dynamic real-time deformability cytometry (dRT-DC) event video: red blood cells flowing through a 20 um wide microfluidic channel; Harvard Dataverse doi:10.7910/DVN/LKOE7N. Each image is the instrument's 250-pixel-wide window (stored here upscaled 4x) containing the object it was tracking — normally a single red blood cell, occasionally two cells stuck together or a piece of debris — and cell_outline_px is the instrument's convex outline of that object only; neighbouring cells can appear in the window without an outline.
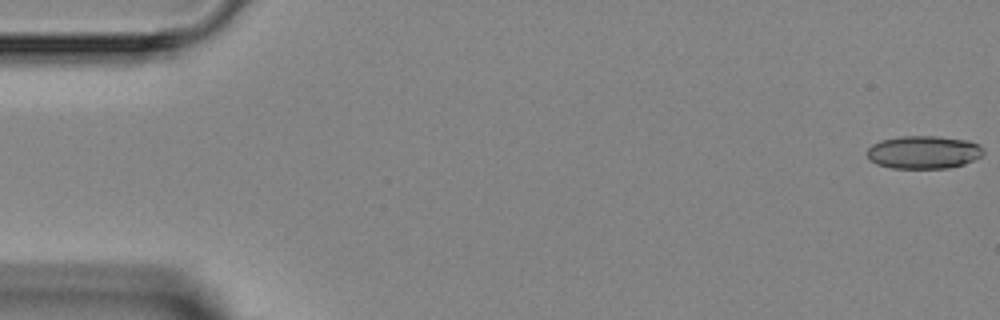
{"species": "Egyptian fruit bat (a non-hibernating species)", "species_latin": "Rousettus aegyptiacus", "temperature_condition": "room temperature", "stored_images_in_passage": 4, "camera_frame_rate_fps": 3000, "um_per_image_px": 0.085, "animal": {"sex": "female"}, "frame": {"image": 1, "passage_image": 1, "time_ms": 0.0, "image_size_px": [1000, 320], "cell_outline_px": [[984, 152], [980, 156], [964, 164], [948, 168], [892, 168], [876, 164], [868, 156], [868, 148], [872, 144], [880, 140], [900, 136], [936, 136], [968, 140], [980, 144], [984, 148]], "centroid_in_image_um": [78.52, 12.93], "position_along_channel_um": 6.5, "area_um2": 22.37}}
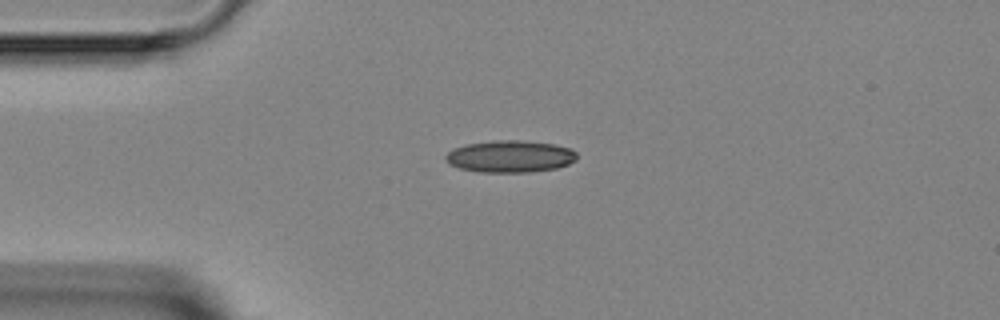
{"frame": {"image": 2, "passage_image": 3, "time_ms": 3.667, "image_size_px": [1000, 320], "cell_outline_px": [[576, 160], [568, 164], [556, 168], [528, 172], [480, 172], [460, 168], [448, 164], [444, 160], [444, 156], [452, 148], [468, 144], [496, 140], [524, 140], [556, 144], [572, 148], [576, 152]], "centroid_in_image_um": [43.35, 13.29], "position_along_channel_um": 41.6, "area_um2": 24.68}}
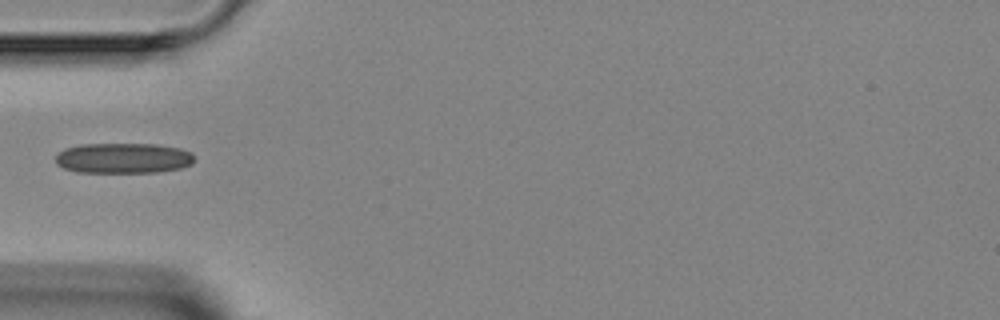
{"frame": {"image": 3, "passage_image": 4, "time_ms": 5.0, "image_size_px": [1000, 320], "cell_outline_px": [[196, 160], [192, 164], [180, 168], [156, 172], [76, 172], [64, 168], [56, 164], [56, 156], [64, 148], [80, 144], [156, 144], [180, 148], [192, 152], [196, 156]], "centroid_in_image_um": [10.51, 13.43], "position_along_channel_um": 74.5, "area_um2": 24.8}}